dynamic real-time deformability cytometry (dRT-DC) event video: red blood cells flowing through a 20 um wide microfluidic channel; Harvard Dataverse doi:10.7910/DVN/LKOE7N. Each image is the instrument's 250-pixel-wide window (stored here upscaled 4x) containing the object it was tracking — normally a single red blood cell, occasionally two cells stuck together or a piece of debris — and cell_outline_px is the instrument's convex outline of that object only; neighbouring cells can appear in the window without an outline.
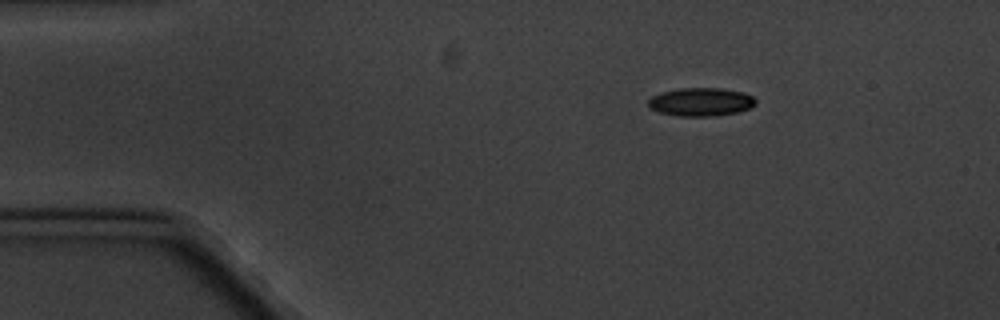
{"species": "common noctule bat (a hibernating species)", "species_latin": "Nyctalus noctula", "temperature_condition": "cold", "stored_images_in_passage": 3, "camera_frame_rate_fps": 3000, "um_per_image_px": 0.085, "animal": {"sex": "male", "body_mass_g": 20.1, "forearm_length_mm": 53.5}, "frame": {"image": 1, "passage_image": 1, "time_ms": 0.0, "image_size_px": [1000, 320], "cell_outline_px": [[756, 104], [748, 108], [736, 112], [716, 116], [676, 116], [660, 112], [648, 108], [648, 100], [652, 96], [660, 92], [680, 88], [720, 88], [744, 92], [752, 96], [756, 100]], "centroid_in_image_um": [59.55, 8.66], "position_along_channel_um": 25.5, "area_um2": 17.8}}